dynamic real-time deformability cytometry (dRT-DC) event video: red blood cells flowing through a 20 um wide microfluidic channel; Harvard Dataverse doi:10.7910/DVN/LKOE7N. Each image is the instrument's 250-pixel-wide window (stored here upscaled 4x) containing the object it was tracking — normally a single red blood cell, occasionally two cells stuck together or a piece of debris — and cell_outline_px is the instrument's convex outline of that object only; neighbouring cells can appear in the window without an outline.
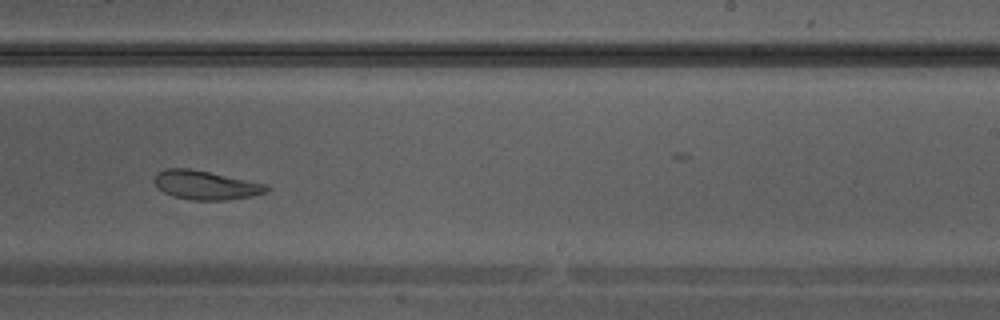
{"species": "Egyptian fruit bat (a non-hibernating species)", "species_latin": "Rousettus aegyptiacus", "temperature_condition": "warm", "stored_images_in_passage": 30, "camera_frame_rate_fps": 3000, "um_per_image_px": 0.085, "animal": {"sex": "male"}, "frame": {"image": 1, "passage_image": 18, "time_ms": 5.667, "image_size_px": [1000, 320], "cell_outline_px": [[268, 188], [264, 192], [252, 196], [228, 200], [192, 200], [172, 196], [164, 192], [152, 180], [152, 176], [156, 172], [164, 168], [188, 168], [268, 184]], "centroid_in_image_um": [17.42, 15.73], "position_along_channel_um": 271.6, "area_um2": 18.9}}
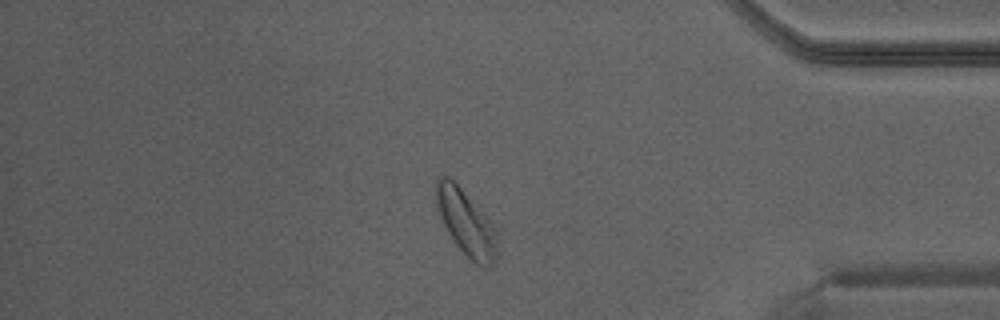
{"frame": {"image": 2, "passage_image": 26, "time_ms": 8.333, "image_size_px": [1000, 320], "cell_outline_px": [[496, 260], [488, 268], [484, 268], [468, 260], [452, 240], [436, 208], [436, 180], [440, 176], [448, 176], [460, 188], [496, 228]], "centroid_in_image_um": [39.6, 19.0], "position_along_channel_um": 395.6, "area_um2": 23.12}}